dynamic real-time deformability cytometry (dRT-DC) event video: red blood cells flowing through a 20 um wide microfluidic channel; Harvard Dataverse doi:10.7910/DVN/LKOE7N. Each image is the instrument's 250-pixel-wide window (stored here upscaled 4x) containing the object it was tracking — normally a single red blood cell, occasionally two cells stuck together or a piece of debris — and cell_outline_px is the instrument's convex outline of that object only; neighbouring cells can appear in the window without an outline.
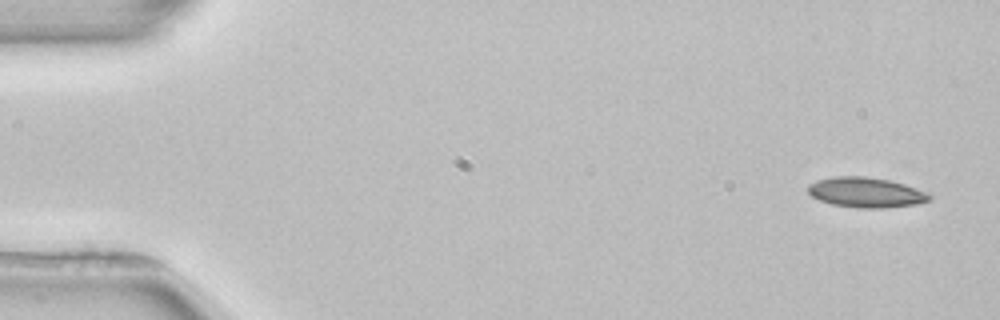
{"species": "common noctule bat (a hibernating species)", "species_latin": "Nyctalus noctula", "temperature_condition": "room temperature", "stored_images_in_passage": 4, "camera_frame_rate_fps": 3000, "um_per_image_px": 0.085, "animal": {"sex": "female", "body_mass_g": 22.7, "forearm_length_mm": 54.2}, "frame": {"image": 1, "passage_image": 1, "time_ms": 0.0, "image_size_px": [1000, 320], "cell_outline_px": [[932, 196], [928, 200], [912, 204], [884, 208], [860, 208], [832, 204], [820, 200], [812, 196], [808, 192], [808, 184], [816, 180], [832, 176], [864, 176], [888, 180], [904, 184], [924, 192]], "centroid_in_image_um": [73.53, 16.34], "position_along_channel_um": 11.5, "area_um2": 20.98}}
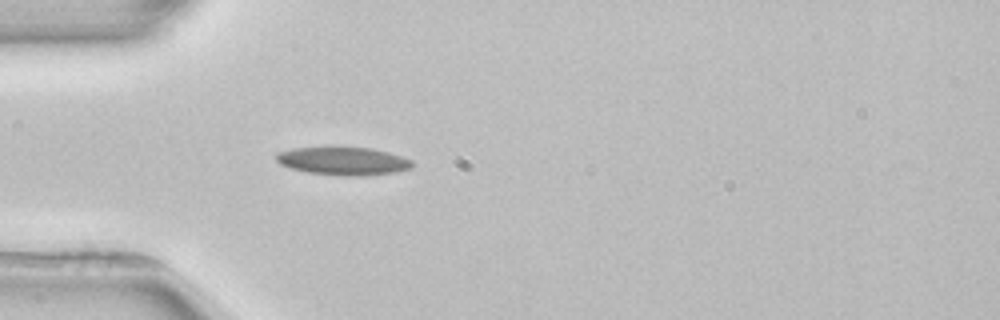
{"frame": {"image": 2, "passage_image": 4, "time_ms": 4.333, "image_size_px": [1000, 320], "cell_outline_px": [[412, 168], [392, 172], [360, 176], [340, 176], [308, 172], [288, 168], [280, 164], [276, 160], [276, 152], [292, 148], [372, 148], [388, 152], [412, 160]], "centroid_in_image_um": [29.13, 13.7], "position_along_channel_um": 55.9, "area_um2": 22.02}}